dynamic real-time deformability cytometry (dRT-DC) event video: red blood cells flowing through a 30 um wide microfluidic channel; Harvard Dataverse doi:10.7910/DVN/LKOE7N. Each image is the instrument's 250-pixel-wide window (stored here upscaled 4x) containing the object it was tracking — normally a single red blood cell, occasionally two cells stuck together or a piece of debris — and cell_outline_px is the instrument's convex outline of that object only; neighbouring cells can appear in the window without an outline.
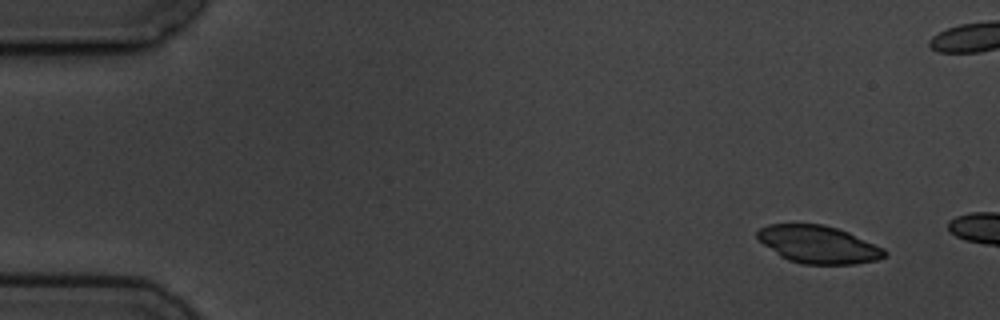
{"species": "common noctule bat (a hibernating species)", "species_latin": "Nyctalus noctula", "temperature_condition": "cold", "stored_images_in_passage": 3, "camera_frame_rate_fps": 3000, "um_per_image_px": 0.085, "animal": {"sex": "male", "body_mass_g": 19.5, "forearm_length_mm": 54.6}, "frame": {"image": 1, "passage_image": 1, "time_ms": 0.0, "image_size_px": [1000, 320], "cell_outline_px": [[888, 252], [884, 256], [876, 260], [856, 264], [800, 264], [788, 260], [780, 256], [764, 244], [756, 236], [756, 232], [760, 228], [768, 224], [820, 224], [836, 228], [848, 232], [884, 248]], "centroid_in_image_um": [69.55, 20.78], "position_along_channel_um": 15.4, "area_um2": 27.74}}